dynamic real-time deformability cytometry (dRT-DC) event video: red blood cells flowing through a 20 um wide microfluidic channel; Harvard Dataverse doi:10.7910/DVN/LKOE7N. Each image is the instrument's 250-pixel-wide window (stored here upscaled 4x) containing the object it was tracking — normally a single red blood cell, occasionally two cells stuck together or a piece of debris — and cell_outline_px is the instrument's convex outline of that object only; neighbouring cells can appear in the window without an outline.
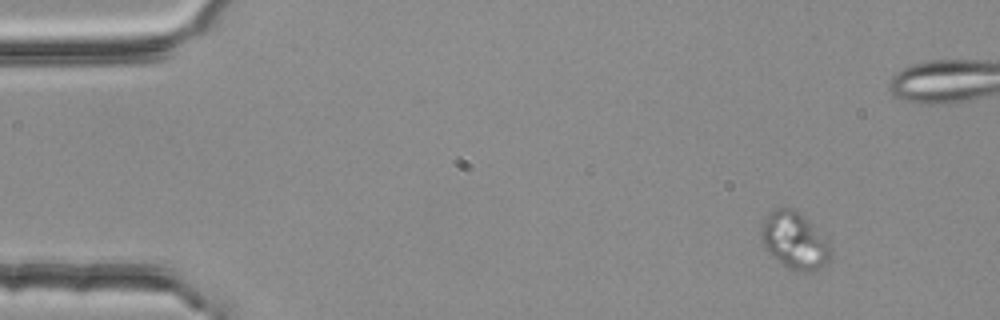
{"species": "common noctule bat (a hibernating species)", "species_latin": "Nyctalus noctula", "temperature_condition": "room temperature", "stored_images_in_passage": 5, "camera_frame_rate_fps": 3000, "um_per_image_px": 0.085, "animal": {"sex": "female", "body_mass_g": 25.1}, "frame": {"image": 1, "passage_image": 1, "time_ms": 0.0, "image_size_px": [1000, 320], "cell_outline_px": [[832, 256], [828, 264], [812, 272], [792, 268], [784, 264], [768, 252], [764, 244], [764, 220], [768, 212], [776, 208], [792, 208], [804, 216], [828, 240], [832, 248]], "centroid_in_image_um": [67.63, 20.44], "position_along_channel_um": 17.4, "area_um2": 22.48}}